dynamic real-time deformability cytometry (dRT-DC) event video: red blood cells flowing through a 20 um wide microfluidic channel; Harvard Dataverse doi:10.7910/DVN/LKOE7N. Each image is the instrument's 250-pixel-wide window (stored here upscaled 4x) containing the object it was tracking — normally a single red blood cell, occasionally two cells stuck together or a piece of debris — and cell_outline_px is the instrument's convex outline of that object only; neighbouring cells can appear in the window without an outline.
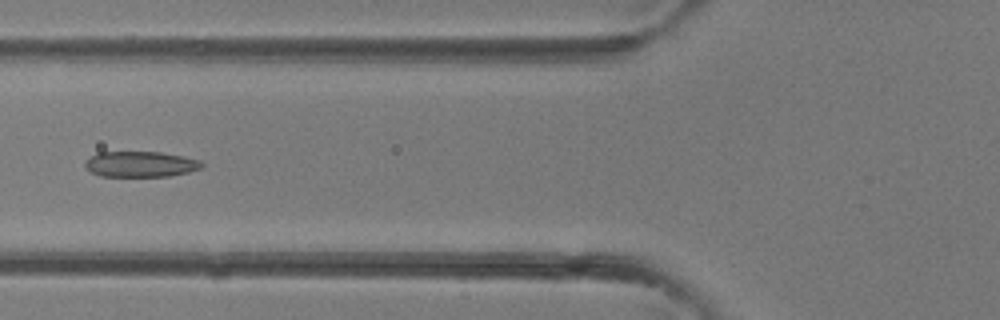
{"species": "common noctule bat (a hibernating species)", "species_latin": "Nyctalus noctula", "temperature_condition": "room temperature", "stored_images_in_passage": 33, "camera_frame_rate_fps": 3000, "um_per_image_px": 0.085, "animal": {"sex": "female"}, "frame": {"image": 1, "passage_image": 9, "time_ms": 2.667, "image_size_px": [1000, 320], "cell_outline_px": [[204, 164], [200, 168], [188, 172], [168, 176], [100, 176], [84, 168], [84, 160], [100, 152], [160, 152], [184, 156], [200, 160]], "centroid_in_image_um": [11.92, 13.95], "position_along_channel_um": 113.9, "area_um2": 17.46}}
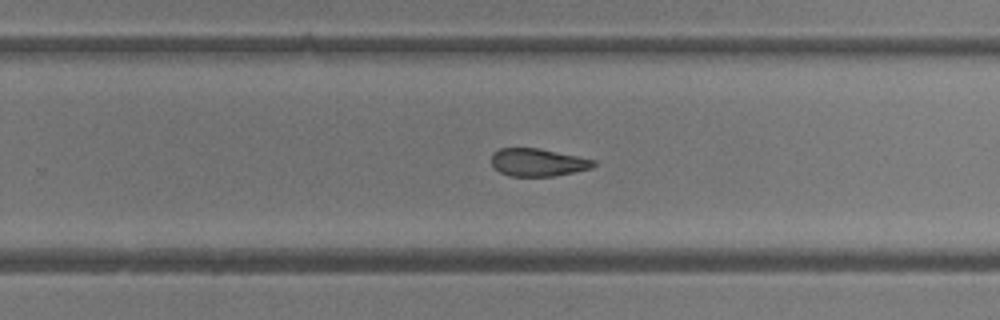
{"frame": {"image": 2, "passage_image": 19, "time_ms": 6.0, "image_size_px": [1000, 320], "cell_outline_px": [[596, 164], [592, 168], [556, 176], [508, 176], [500, 172], [492, 164], [492, 152], [500, 148], [540, 148], [596, 160]], "centroid_in_image_um": [45.73, 13.8], "position_along_channel_um": 284.1, "area_um2": 16.59}}
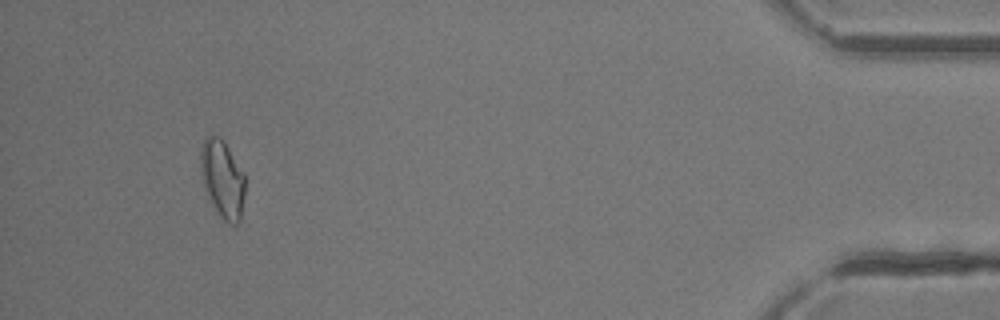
{"frame": {"image": 3, "passage_image": 31, "time_ms": 10.0, "image_size_px": [1000, 320], "cell_outline_px": [[244, 196], [240, 220], [236, 224], [228, 224], [224, 220], [212, 204], [208, 196], [200, 172], [200, 148], [204, 136], [220, 136], [224, 140], [244, 172]], "centroid_in_image_um": [18.9, 15.16], "position_along_channel_um": 416.3, "area_um2": 20.23}}